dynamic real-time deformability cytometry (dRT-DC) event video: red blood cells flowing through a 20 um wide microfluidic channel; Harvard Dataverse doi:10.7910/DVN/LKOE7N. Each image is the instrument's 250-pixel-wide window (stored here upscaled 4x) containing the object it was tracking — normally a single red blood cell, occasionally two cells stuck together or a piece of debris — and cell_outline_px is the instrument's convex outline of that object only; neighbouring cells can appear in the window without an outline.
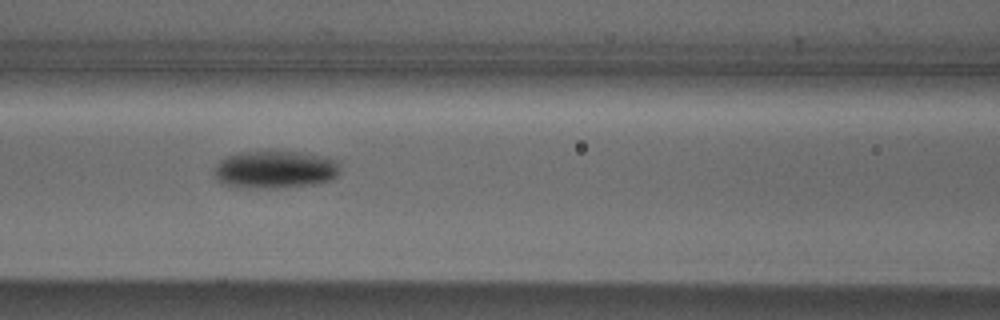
{"species": "Egyptian fruit bat (a non-hibernating species)", "species_latin": "Rousettus aegyptiacus", "temperature_condition": "cold", "stored_images_in_passage": 5, "camera_frame_rate_fps": 3000, "um_per_image_px": 0.085, "animal": {"sex": "male"}, "frame": {"image": 1, "passage_image": 4, "time_ms": 4.333, "image_size_px": [1000, 320], "cell_outline_px": [[340, 172], [332, 180], [312, 184], [276, 188], [248, 188], [220, 184], [216, 180], [212, 172], [216, 164], [220, 160], [236, 152], [300, 152], [328, 156], [340, 160]], "centroid_in_image_um": [23.39, 14.41], "position_along_channel_um": 143.2, "area_um2": 28.15}}
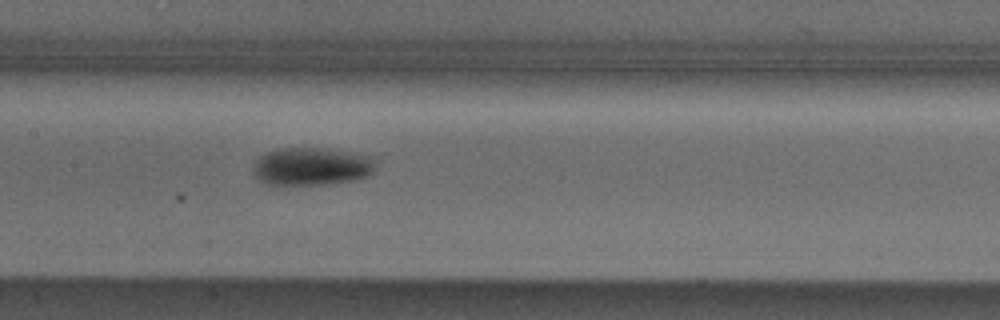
{"frame": {"image": 2, "passage_image": 5, "time_ms": 5.333, "image_size_px": [1000, 320], "cell_outline_px": [[372, 172], [368, 176], [356, 180], [324, 184], [268, 184], [252, 176], [252, 168], [256, 160], [260, 156], [268, 152], [280, 148], [328, 148], [368, 156], [372, 160]], "centroid_in_image_um": [26.41, 14.15], "position_along_channel_um": 181.0, "area_um2": 26.76}}